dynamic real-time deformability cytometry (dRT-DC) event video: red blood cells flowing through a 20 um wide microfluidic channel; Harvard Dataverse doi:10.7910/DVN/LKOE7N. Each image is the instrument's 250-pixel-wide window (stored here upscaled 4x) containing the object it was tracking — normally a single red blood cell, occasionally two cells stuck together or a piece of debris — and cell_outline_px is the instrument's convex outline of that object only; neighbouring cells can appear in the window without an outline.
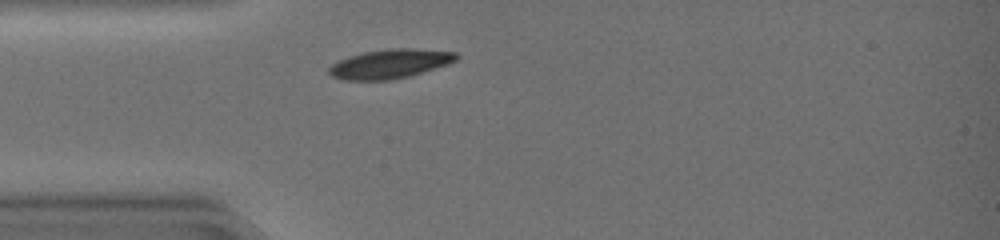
{"species": "common noctule bat (a hibernating species)", "species_latin": "Nyctalus noctula", "temperature_condition": "warm", "stored_images_in_passage": 32, "camera_frame_rate_fps": 3000, "um_per_image_px": 0.085, "animal": {"sex": "female", "body_mass_g": 19.0, "forearm_length_mm": 51.5}, "frame": {"image": 1, "passage_image": 4, "time_ms": 1.0, "image_size_px": [1000, 240], "cell_outline_px": [[460, 56], [456, 60], [448, 64], [412, 76], [392, 80], [344, 80], [332, 76], [328, 72], [328, 68], [332, 64], [340, 60], [364, 52], [456, 52]], "centroid_in_image_um": [33.07, 5.52], "position_along_channel_um": 51.9, "area_um2": 20.06}}
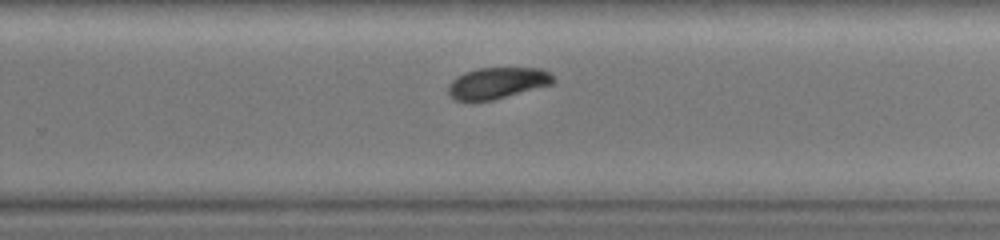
{"frame": {"image": 2, "passage_image": 21, "time_ms": 6.667, "image_size_px": [1000, 240], "cell_outline_px": [[552, 84], [492, 100], [456, 100], [448, 92], [448, 84], [452, 80], [468, 72], [480, 68], [540, 68], [548, 72], [552, 76]], "centroid_in_image_um": [42.27, 7.05], "position_along_channel_um": 287.5, "area_um2": 18.55}}
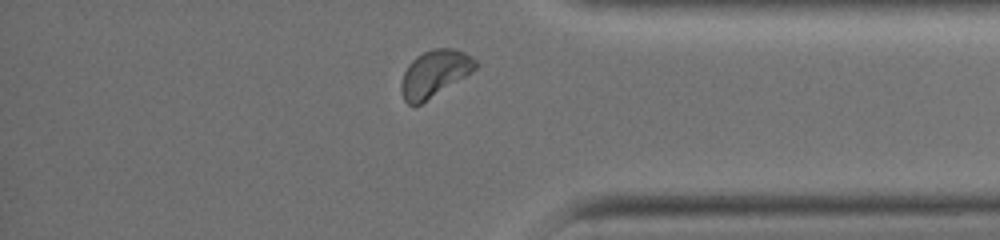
{"frame": {"image": 3, "passage_image": 29, "time_ms": 9.333, "image_size_px": [1000, 240], "cell_outline_px": [[476, 68], [464, 76], [420, 104], [408, 104], [404, 100], [400, 92], [400, 84], [404, 72], [408, 64], [416, 56], [432, 48], [452, 48], [464, 52], [476, 60]], "centroid_in_image_um": [36.88, 6.23], "position_along_channel_um": 398.3, "area_um2": 19.77}, "authors_computed_cell_mechanics": {"area_um2": 19.941, "velocity_mm_per_s": 4.2751, "shape_relaxation_time_tau1_ms": 1.3019, "shape_relaxation_time_tau2_ms": null, "deformation_change_tau1": 0.0993, "deformation_change_tau2": null}}